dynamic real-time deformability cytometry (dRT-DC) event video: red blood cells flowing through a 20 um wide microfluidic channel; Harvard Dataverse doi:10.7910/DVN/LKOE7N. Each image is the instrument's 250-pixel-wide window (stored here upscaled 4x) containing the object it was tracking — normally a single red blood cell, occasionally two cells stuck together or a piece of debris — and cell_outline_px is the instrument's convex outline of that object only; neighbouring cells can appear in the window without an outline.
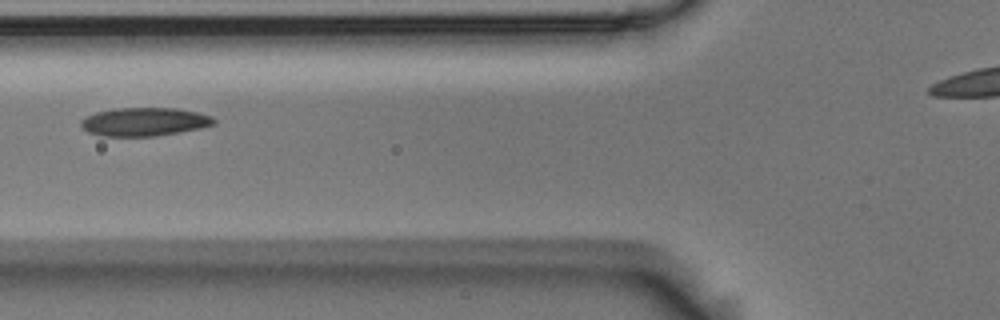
{"species": "Egyptian fruit bat (a non-hibernating species)", "species_latin": "Rousettus aegyptiacus", "temperature_condition": "room temperature", "stored_images_in_passage": 2, "camera_frame_rate_fps": 3000, "um_per_image_px": 0.085, "animal": {"sex": "male"}, "frame": {"image": 1, "passage_image": 2, "time_ms": 0.333, "image_size_px": [1000, 320], "cell_outline_px": [[216, 124], [200, 128], [156, 136], [100, 136], [88, 132], [80, 124], [80, 120], [96, 112], [116, 108], [176, 108], [196, 112], [212, 116], [216, 120]], "centroid_in_image_um": [12.28, 10.35], "position_along_channel_um": 113.5, "area_um2": 21.96}}